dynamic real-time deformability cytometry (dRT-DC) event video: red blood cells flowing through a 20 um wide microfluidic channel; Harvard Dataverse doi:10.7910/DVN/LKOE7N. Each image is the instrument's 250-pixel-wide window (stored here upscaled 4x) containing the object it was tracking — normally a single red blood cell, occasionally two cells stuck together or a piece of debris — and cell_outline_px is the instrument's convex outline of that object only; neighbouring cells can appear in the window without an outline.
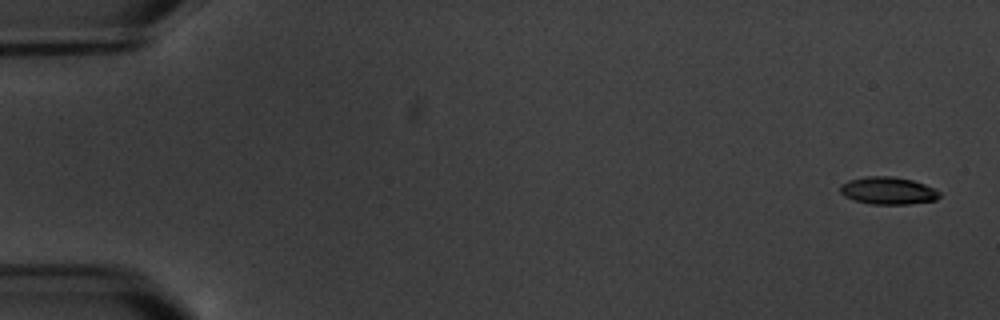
{"species": "common noctule bat (a hibernating species)", "species_latin": "Nyctalus noctula", "temperature_condition": "warm", "stored_images_in_passage": 17, "camera_frame_rate_fps": 3000, "um_per_image_px": 0.085, "animal": {"sex": "male", "body_mass_g": 20.1, "forearm_length_mm": 53.5}, "frame": {"image": 1, "passage_image": 1, "time_ms": 0.0, "image_size_px": [1000, 320], "cell_outline_px": [[940, 196], [936, 200], [908, 204], [872, 204], [852, 200], [844, 196], [840, 192], [840, 184], [848, 180], [868, 176], [892, 176], [912, 180], [924, 184], [940, 192]], "centroid_in_image_um": [75.45, 16.21], "position_along_channel_um": 9.6, "area_um2": 15.9}}
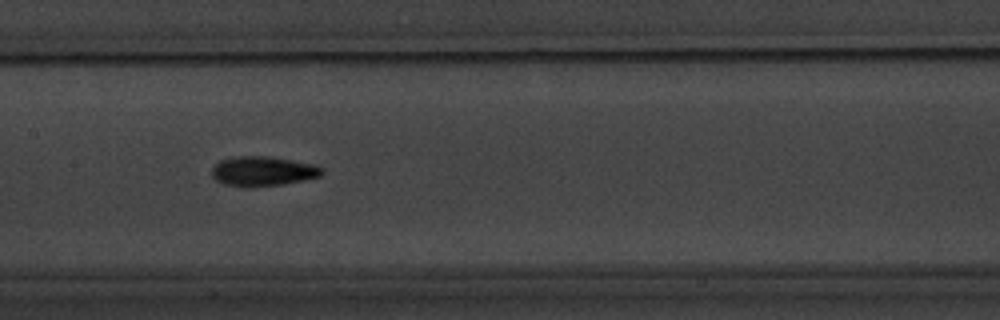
{"frame": {"image": 2, "passage_image": 9, "time_ms": 9.333, "image_size_px": [1000, 320], "cell_outline_px": [[324, 172], [320, 176], [304, 180], [284, 184], [248, 188], [244, 188], [224, 184], [216, 180], [212, 176], [212, 168], [220, 160], [236, 156], [268, 156], [316, 164], [324, 168]], "centroid_in_image_um": [22.36, 14.56], "position_along_channel_um": 185.0, "area_um2": 19.36}}
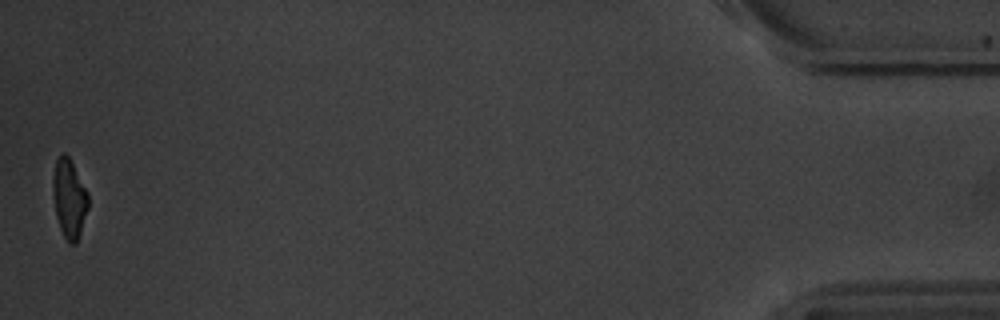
{"frame": {"image": 3, "passage_image": 17, "time_ms": 19.0, "image_size_px": [1000, 320], "cell_outline_px": [[88, 208], [76, 244], [68, 244], [60, 228], [56, 216], [52, 188], [52, 180], [56, 160], [64, 152], [68, 156], [88, 192]], "centroid_in_image_um": [5.88, 16.89], "position_along_channel_um": 429.3, "area_um2": 16.07}, "authors_computed_cell_mechanics": {"area_um2": 16.9932, "velocity_mm_per_s": 3.444, "shape_relaxation_time_tau1_ms": 1.9235, "shape_relaxation_time_tau2_ms": null, "deformation_change_tau1": 0.1294, "deformation_change_tau2": null}}